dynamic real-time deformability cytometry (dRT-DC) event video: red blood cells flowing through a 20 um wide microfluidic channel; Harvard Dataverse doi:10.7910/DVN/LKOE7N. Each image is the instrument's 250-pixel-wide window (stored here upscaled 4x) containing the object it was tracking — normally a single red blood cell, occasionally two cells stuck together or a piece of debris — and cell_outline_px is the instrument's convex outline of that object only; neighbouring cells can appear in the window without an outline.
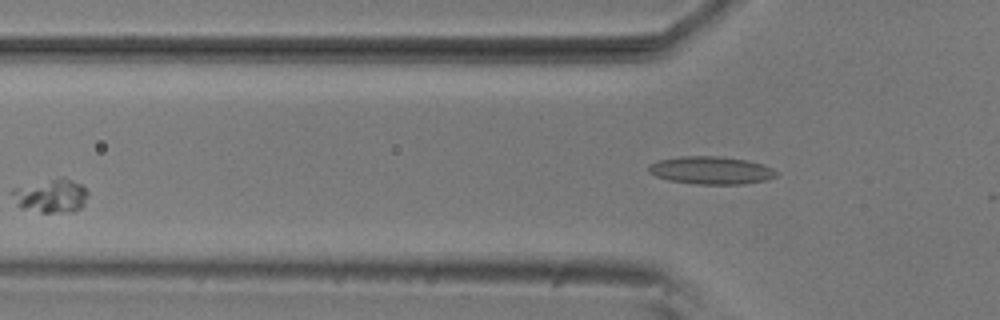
{"species": "common noctule bat (a hibernating species)", "species_latin": "Nyctalus noctula", "temperature_condition": "room temperature", "stored_images_in_passage": 3, "camera_frame_rate_fps": 3000, "um_per_image_px": 0.085, "animal": {"sex": "male", "body_mass_g": 20.5, "forearm_length_mm": 52.5}, "frame": {"image": 1, "passage_image": 3, "time_ms": 0.667, "image_size_px": [1000, 320], "cell_outline_px": [[776, 176], [768, 180], [744, 184], [696, 184], [668, 180], [656, 176], [648, 172], [648, 164], [660, 160], [680, 156], [720, 156], [748, 160], [764, 164], [772, 168], [776, 172]], "centroid_in_image_um": [60.45, 14.47], "position_along_channel_um": 65.4, "area_um2": 20.81}}